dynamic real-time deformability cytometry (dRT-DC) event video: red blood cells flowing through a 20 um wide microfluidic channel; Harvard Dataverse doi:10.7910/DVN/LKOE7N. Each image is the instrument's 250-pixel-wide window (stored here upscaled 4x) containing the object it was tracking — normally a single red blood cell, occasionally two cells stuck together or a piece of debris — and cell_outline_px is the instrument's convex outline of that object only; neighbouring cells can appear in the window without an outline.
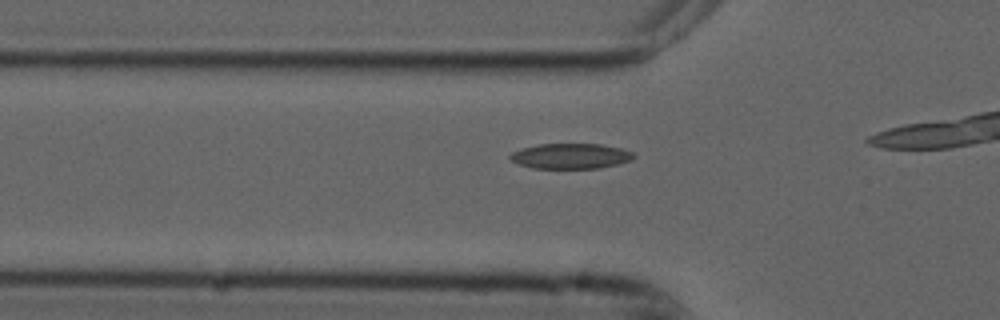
{"species": "common noctule bat (a hibernating species)", "species_latin": "Nyctalus noctula", "temperature_condition": "cold", "stored_images_in_passage": 18, "camera_frame_rate_fps": 3000, "um_per_image_px": 0.085, "animal": {"sex": "male", "forearm_length_mm": 52.5}, "frame": {"image": 1, "passage_image": 13, "time_ms": 4.0, "image_size_px": [1000, 320], "cell_outline_px": [[636, 156], [632, 160], [600, 168], [532, 168], [520, 164], [512, 160], [508, 156], [512, 152], [520, 148], [540, 144], [600, 144], [620, 148], [632, 152]], "centroid_in_image_um": [48.5, 13.26], "position_along_channel_um": 77.3, "area_um2": 18.15}}
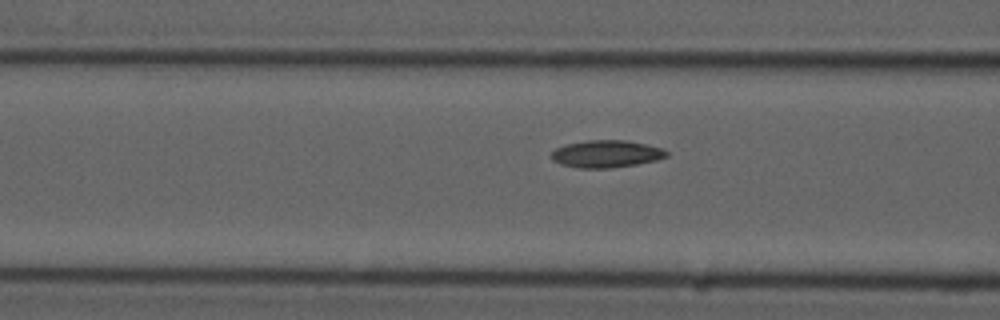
{"frame": {"image": 2, "passage_image": 16, "time_ms": 5.0, "image_size_px": [1000, 320], "cell_outline_px": [[668, 156], [656, 160], [636, 164], [608, 168], [580, 168], [560, 164], [552, 160], [552, 152], [556, 148], [568, 144], [588, 140], [628, 140], [648, 144], [664, 148], [668, 152]], "centroid_in_image_um": [51.58, 13.07], "position_along_channel_um": 115.0, "area_um2": 18.32}}